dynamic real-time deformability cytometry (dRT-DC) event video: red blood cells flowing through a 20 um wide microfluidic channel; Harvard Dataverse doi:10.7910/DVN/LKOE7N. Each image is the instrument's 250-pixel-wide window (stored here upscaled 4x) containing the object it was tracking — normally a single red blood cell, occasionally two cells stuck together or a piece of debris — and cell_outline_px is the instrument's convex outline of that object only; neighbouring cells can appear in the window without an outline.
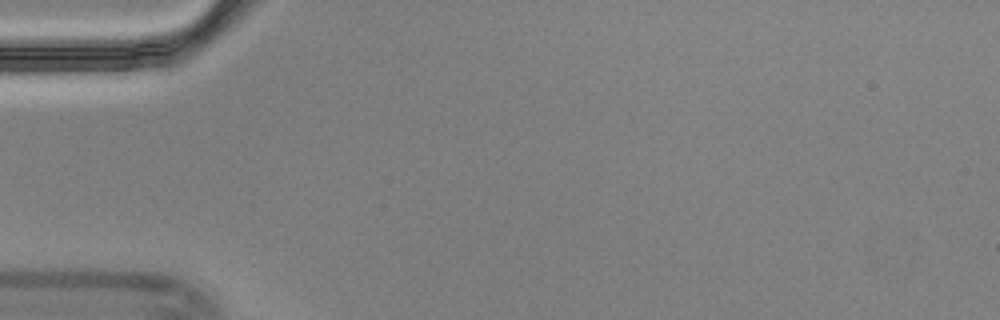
{"species": "Egyptian fruit bat (a non-hibernating species)", "species_latin": "Rousettus aegyptiacus", "temperature_condition": "cold", "stored_images_in_passage": 3, "camera_frame_rate_fps": 3000, "um_per_image_px": 0.085, "animal": {"sex": "male"}, "frame": {"image": 1, "passage_image": 1, "time_ms": 0.0, "image_size_px": [1000, 320], "cell_outline_px": [[288, 40], [256, 68], [224, 92], [208, 92], [208, 88], [252, 44], [264, 40], [288, 36]], "centroid_in_image_um": [20.99, 5.39], "position_along_channel_um": 64.0, "area_um2": 10.4}}